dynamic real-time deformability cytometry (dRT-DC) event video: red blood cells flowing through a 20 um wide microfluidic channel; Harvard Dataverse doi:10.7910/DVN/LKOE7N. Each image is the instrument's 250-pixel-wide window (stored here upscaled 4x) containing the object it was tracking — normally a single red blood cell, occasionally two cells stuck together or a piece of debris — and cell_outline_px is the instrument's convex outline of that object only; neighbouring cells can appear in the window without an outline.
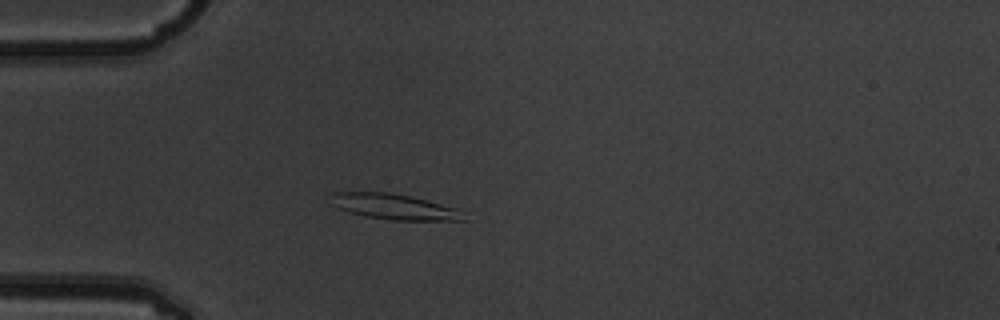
{"species": "common noctule bat (a hibernating species)", "species_latin": "Nyctalus noctula", "temperature_condition": "warm", "stored_images_in_passage": 5, "camera_frame_rate_fps": 3000, "um_per_image_px": 0.085, "animal": {"sex": "male", "body_mass_g": 19.5, "forearm_length_mm": 54.6}, "frame": {"image": 1, "passage_image": 4, "time_ms": 1.0, "image_size_px": [1000, 320], "cell_outline_px": [[472, 220], [392, 220], [364, 216], [348, 212], [332, 204], [328, 192], [392, 192], [456, 208]], "centroid_in_image_um": [33.48, 17.57], "position_along_channel_um": 51.5, "area_um2": 19.77}}